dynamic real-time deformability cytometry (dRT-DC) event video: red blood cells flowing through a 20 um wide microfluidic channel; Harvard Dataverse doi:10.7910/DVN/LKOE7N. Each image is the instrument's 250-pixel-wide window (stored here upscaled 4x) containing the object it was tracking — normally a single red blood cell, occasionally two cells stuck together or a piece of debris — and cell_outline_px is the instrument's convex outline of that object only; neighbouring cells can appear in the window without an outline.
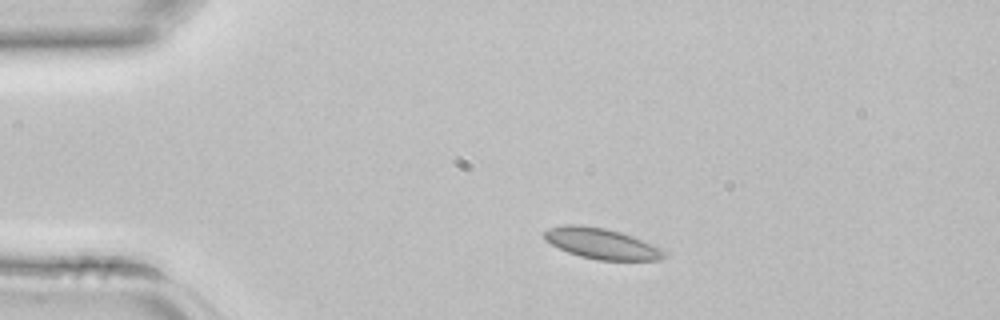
{"species": "common noctule bat (a hibernating species)", "species_latin": "Nyctalus noctula", "temperature_condition": "room temperature", "stored_images_in_passage": 36, "camera_frame_rate_fps": 3000, "um_per_image_px": 0.085, "animal": {"sex": "female", "body_mass_g": 22.7, "forearm_length_mm": 54.2}, "frame": {"image": 1, "passage_image": 1, "time_ms": 0.0, "image_size_px": [1000, 320], "cell_outline_px": [[668, 256], [660, 260], [596, 260], [580, 256], [568, 252], [544, 240], [544, 232], [548, 228], [564, 224], [580, 224], [604, 228], [620, 232], [632, 236], [652, 244], [668, 252]], "centroid_in_image_um": [51.15, 20.7], "position_along_channel_um": 33.9, "area_um2": 21.56}}
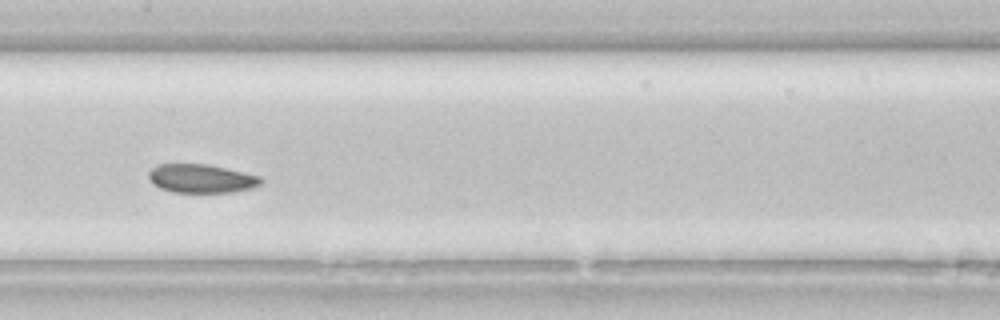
{"frame": {"image": 2, "passage_image": 14, "time_ms": 4.333, "image_size_px": [1000, 320], "cell_outline_px": [[264, 180], [260, 184], [252, 188], [232, 192], [172, 192], [160, 188], [152, 184], [148, 176], [148, 172], [156, 164], [208, 164], [244, 172], [260, 176]], "centroid_in_image_um": [17.1, 15.17], "position_along_channel_um": 190.3, "area_um2": 18.84}}
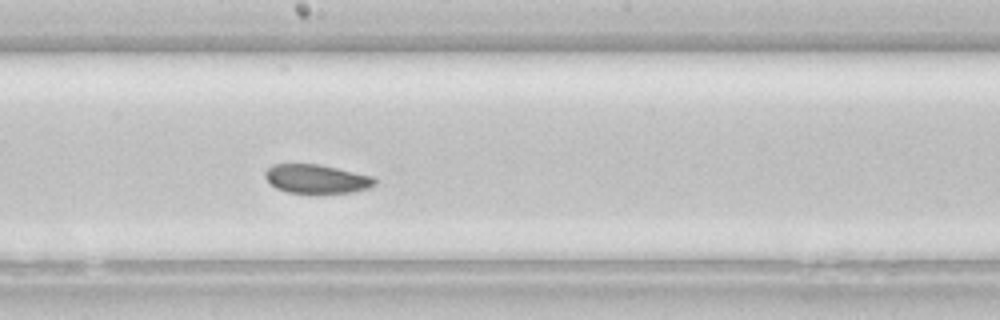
{"frame": {"image": 3, "passage_image": 16, "time_ms": 5.0, "image_size_px": [1000, 320], "cell_outline_px": [[376, 184], [372, 188], [352, 192], [320, 196], [316, 196], [288, 192], [276, 188], [264, 176], [264, 172], [272, 164], [320, 164], [372, 176], [376, 180]], "centroid_in_image_um": [26.94, 15.25], "position_along_channel_um": 221.3, "area_um2": 19.25}}